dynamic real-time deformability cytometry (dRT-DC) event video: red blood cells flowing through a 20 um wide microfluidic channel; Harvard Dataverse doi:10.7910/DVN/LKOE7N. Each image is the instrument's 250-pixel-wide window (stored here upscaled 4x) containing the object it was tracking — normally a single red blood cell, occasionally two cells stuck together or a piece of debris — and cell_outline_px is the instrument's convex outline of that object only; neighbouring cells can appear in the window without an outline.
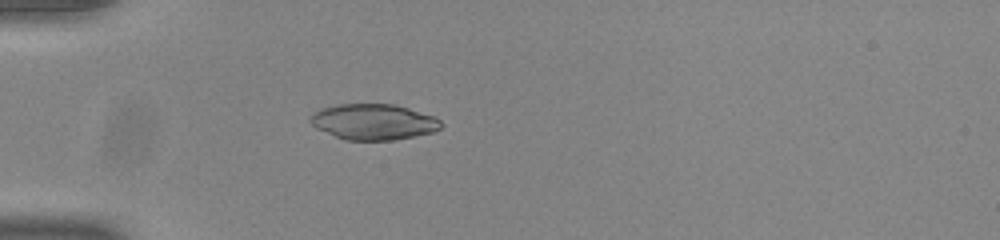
{"species": "common noctule bat (a hibernating species)", "species_latin": "Nyctalus noctula", "temperature_condition": "room temperature", "stored_images_in_passage": 42, "camera_frame_rate_fps": 3000, "um_per_image_px": 0.085, "animal": {"sex": "male", "body_mass_g": 20.0, "forearm_length_mm": 53.3}, "frame": {"image": 1, "passage_image": 5, "time_ms": 1.333, "image_size_px": [1000, 240], "cell_outline_px": [[444, 124], [440, 128], [432, 132], [396, 140], [344, 140], [316, 128], [308, 120], [312, 112], [336, 104], [396, 104], [432, 116], [440, 120]], "centroid_in_image_um": [31.72, 10.36], "position_along_channel_um": 53.3, "area_um2": 27.28}}
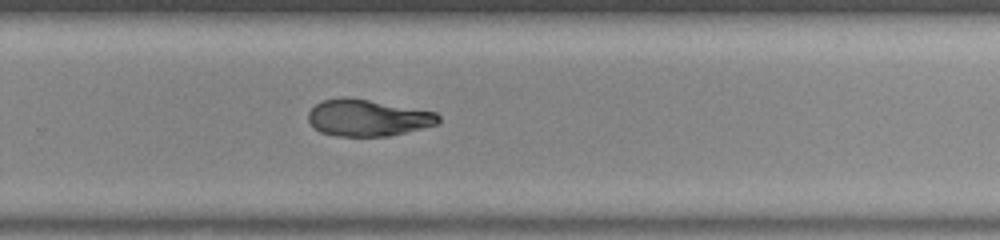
{"frame": {"image": 2, "passage_image": 25, "time_ms": 8.0, "image_size_px": [1000, 240], "cell_outline_px": [[440, 120], [436, 124], [388, 136], [336, 136], [320, 132], [308, 120], [308, 112], [316, 104], [324, 100], [344, 96], [368, 100], [436, 112], [440, 116]], "centroid_in_image_um": [31.23, 10.01], "position_along_channel_um": 298.6, "area_um2": 27.46}}
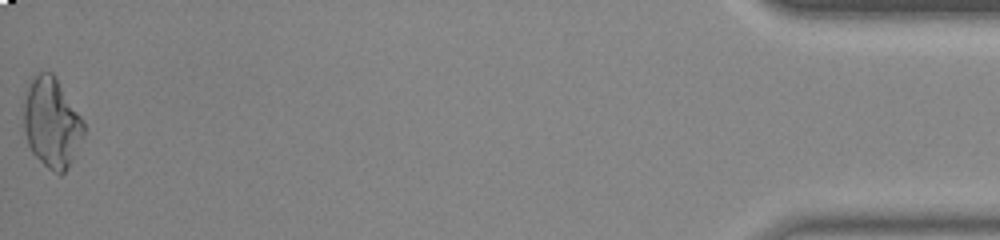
{"frame": {"image": 3, "passage_image": 42, "time_ms": 13.667, "image_size_px": [1000, 240], "cell_outline_px": [[84, 136], [68, 168], [60, 176], [48, 168], [32, 152], [28, 144], [24, 128], [20, 104], [24, 92], [32, 80], [40, 72], [52, 72], [56, 76], [84, 120]], "centroid_in_image_um": [4.37, 10.4], "position_along_channel_um": 430.8, "area_um2": 32.08}, "authors_computed_cell_mechanics": {"area_um2": 28.5532, "velocity_mm_per_s": 3.9016, "shape_relaxation_time_tau1_ms": null, "shape_relaxation_time_tau2_ms": 1.5489, "deformation_change_tau1": null, "deformation_change_tau2": 0.0419}}